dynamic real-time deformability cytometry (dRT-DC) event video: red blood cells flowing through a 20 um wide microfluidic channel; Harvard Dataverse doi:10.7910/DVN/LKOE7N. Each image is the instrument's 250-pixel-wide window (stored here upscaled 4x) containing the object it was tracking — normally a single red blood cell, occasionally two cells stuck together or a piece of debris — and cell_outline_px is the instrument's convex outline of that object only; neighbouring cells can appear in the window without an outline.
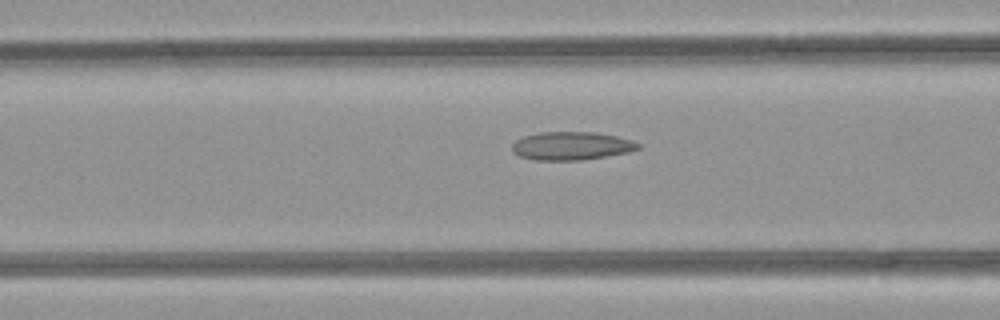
{"species": "common noctule bat (a hibernating species)", "species_latin": "Nyctalus noctula", "temperature_condition": "room temperature", "stored_images_in_passage": 30, "camera_frame_rate_fps": 3000, "um_per_image_px": 0.085, "animal": {"sex": "female", "body_mass_g": 21.9}, "frame": {"image": 1, "passage_image": 10, "time_ms": 3.0, "image_size_px": [1000, 320], "cell_outline_px": [[640, 148], [628, 152], [580, 160], [536, 160], [520, 156], [512, 152], [512, 144], [516, 140], [524, 136], [540, 132], [596, 132], [616, 136], [632, 140], [640, 144]], "centroid_in_image_um": [48.56, 12.39], "position_along_channel_um": 118.0, "area_um2": 20.63}}
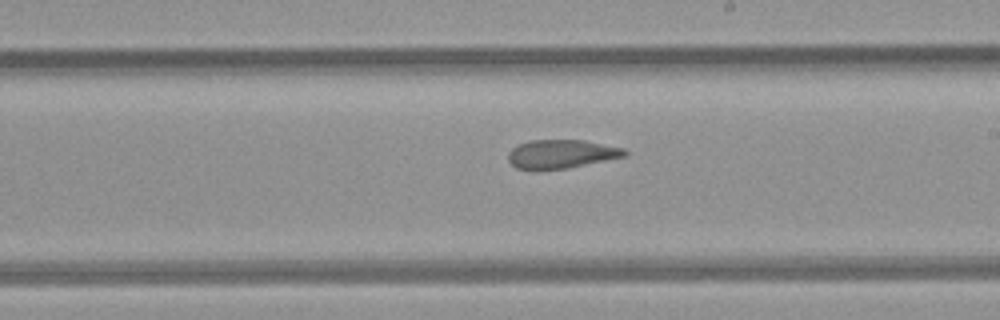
{"frame": {"image": 2, "passage_image": 19, "time_ms": 6.0, "image_size_px": [1000, 320], "cell_outline_px": [[628, 156], [568, 168], [516, 168], [508, 160], [508, 152], [512, 148], [528, 140], [584, 140], [624, 148], [628, 152]], "centroid_in_image_um": [47.76, 13.07], "position_along_channel_um": 241.2, "area_um2": 19.25}}
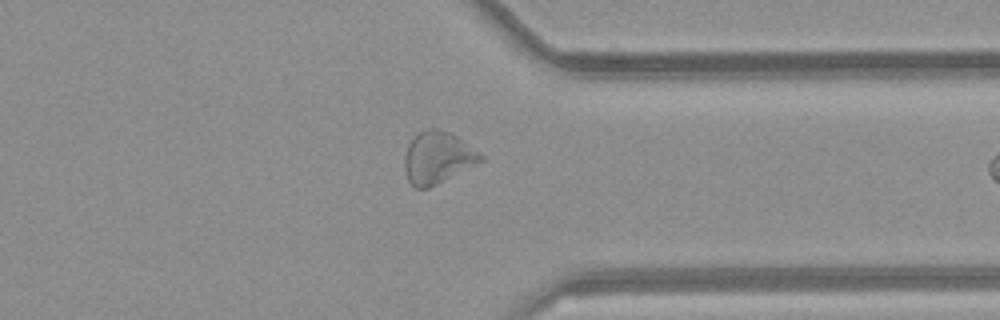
{"frame": {"image": 3, "passage_image": 29, "time_ms": 9.333, "image_size_px": [1000, 320], "cell_outline_px": [[484, 160], [428, 188], [416, 188], [408, 180], [404, 168], [404, 156], [408, 144], [420, 132], [428, 128], [436, 128], [448, 132], [456, 136], [484, 156]], "centroid_in_image_um": [37.17, 13.4], "position_along_channel_um": 374.2, "area_um2": 22.6}}